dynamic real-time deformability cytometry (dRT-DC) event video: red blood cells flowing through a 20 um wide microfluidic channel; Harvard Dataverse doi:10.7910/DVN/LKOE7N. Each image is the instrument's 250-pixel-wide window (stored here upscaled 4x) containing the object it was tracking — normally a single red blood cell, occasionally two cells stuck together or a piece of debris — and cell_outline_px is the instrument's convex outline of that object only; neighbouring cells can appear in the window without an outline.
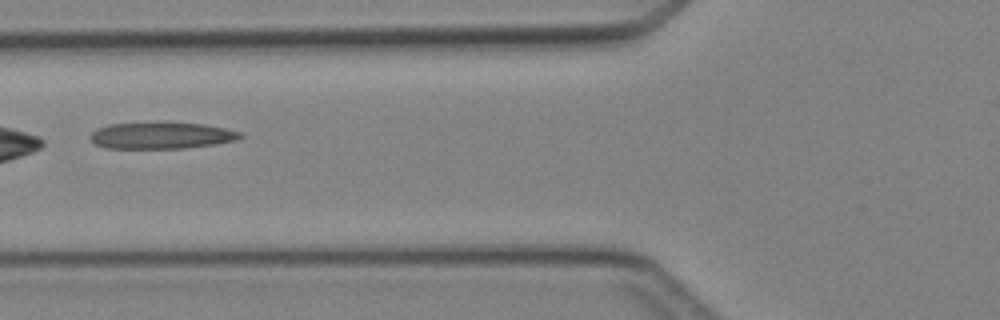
{"species": "Egyptian fruit bat (a non-hibernating species)", "species_latin": "Rousettus aegyptiacus", "temperature_condition": "cold", "stored_images_in_passage": 5, "camera_frame_rate_fps": 3000, "um_per_image_px": 0.085, "animal": {"sex": "female"}, "frame": {"image": 1, "passage_image": 5, "time_ms": 5.667, "image_size_px": [1000, 320], "cell_outline_px": [[244, 136], [236, 140], [216, 144], [184, 148], [108, 148], [96, 144], [88, 136], [96, 128], [108, 124], [204, 124], [224, 128], [240, 132]], "centroid_in_image_um": [13.71, 11.54], "position_along_channel_um": 112.1, "area_um2": 22.6}}